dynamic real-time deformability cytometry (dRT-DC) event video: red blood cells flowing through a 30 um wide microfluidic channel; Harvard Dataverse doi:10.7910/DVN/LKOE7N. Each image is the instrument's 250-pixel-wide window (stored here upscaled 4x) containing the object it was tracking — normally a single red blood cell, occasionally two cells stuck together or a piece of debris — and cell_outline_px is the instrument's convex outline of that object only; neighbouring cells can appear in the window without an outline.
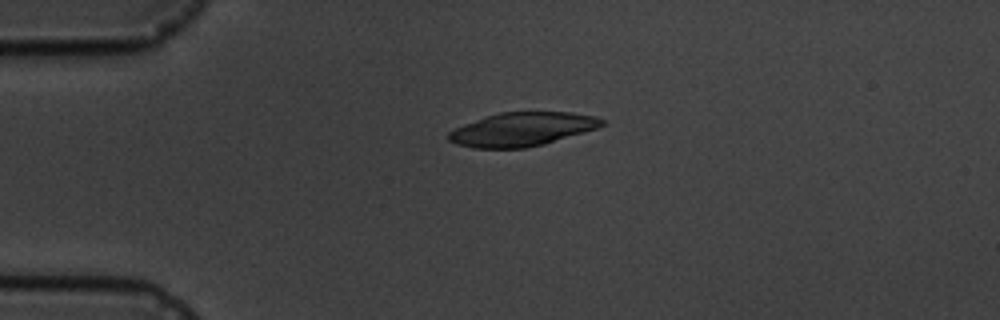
{"species": "common noctule bat (a hibernating species)", "species_latin": "Nyctalus noctula", "temperature_condition": "cold", "stored_images_in_passage": 6, "camera_frame_rate_fps": 3000, "um_per_image_px": 0.085, "animal": {"sex": "male", "body_mass_g": 19.5, "forearm_length_mm": 54.6}, "frame": {"image": 1, "passage_image": 4, "time_ms": 3.333, "image_size_px": [1000, 320], "cell_outline_px": [[604, 124], [596, 128], [584, 132], [544, 144], [524, 148], [472, 148], [456, 144], [448, 140], [448, 132], [464, 124], [484, 116], [500, 112], [572, 112], [596, 116], [604, 120]], "centroid_in_image_um": [44.36, 10.98], "position_along_channel_um": 40.6, "area_um2": 30.06}}